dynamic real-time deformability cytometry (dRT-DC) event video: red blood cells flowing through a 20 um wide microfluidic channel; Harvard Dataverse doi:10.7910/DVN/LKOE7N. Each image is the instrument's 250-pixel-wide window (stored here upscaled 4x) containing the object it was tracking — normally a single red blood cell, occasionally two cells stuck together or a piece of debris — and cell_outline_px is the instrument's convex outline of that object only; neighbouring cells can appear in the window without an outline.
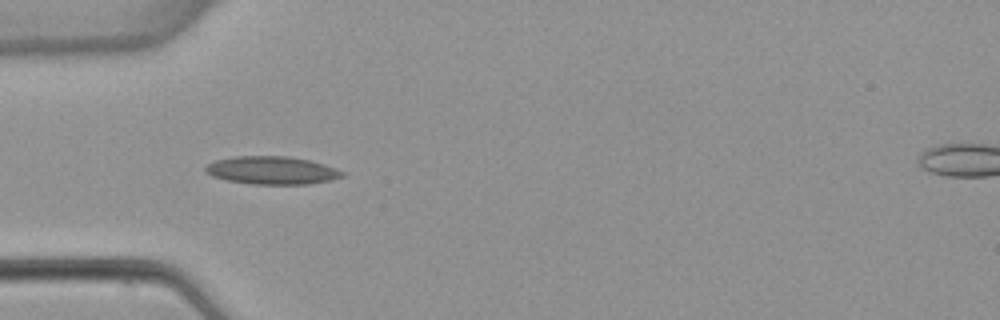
{"species": "common noctule bat (a hibernating species)", "species_latin": "Nyctalus noctula", "temperature_condition": "warm", "stored_images_in_passage": 6, "camera_frame_rate_fps": 3000, "um_per_image_px": 0.085, "animal": {"sex": "female", "body_mass_g": 22.7, "forearm_length_mm": 54.2}, "frame": {"image": 1, "passage_image": 4, "time_ms": 3.667, "image_size_px": [1000, 320], "cell_outline_px": [[344, 176], [332, 180], [308, 184], [252, 184], [228, 180], [212, 176], [204, 168], [208, 164], [216, 160], [236, 156], [288, 156], [308, 160], [324, 164], [336, 168], [344, 172]], "centroid_in_image_um": [23.15, 14.48], "position_along_channel_um": 61.9, "area_um2": 22.14}}
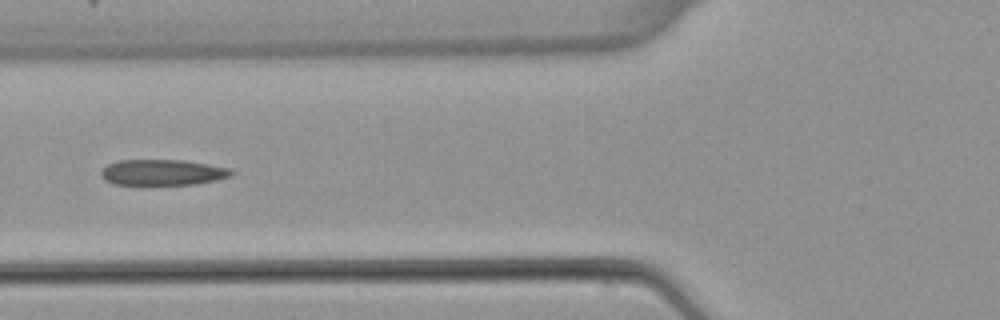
{"frame": {"image": 2, "passage_image": 5, "time_ms": 5.0, "image_size_px": [1000, 320], "cell_outline_px": [[236, 172], [232, 176], [216, 180], [196, 184], [112, 184], [100, 176], [100, 172], [108, 164], [120, 160], [184, 160], [232, 168]], "centroid_in_image_um": [13.87, 14.65], "position_along_channel_um": 111.9, "area_um2": 19.65}}
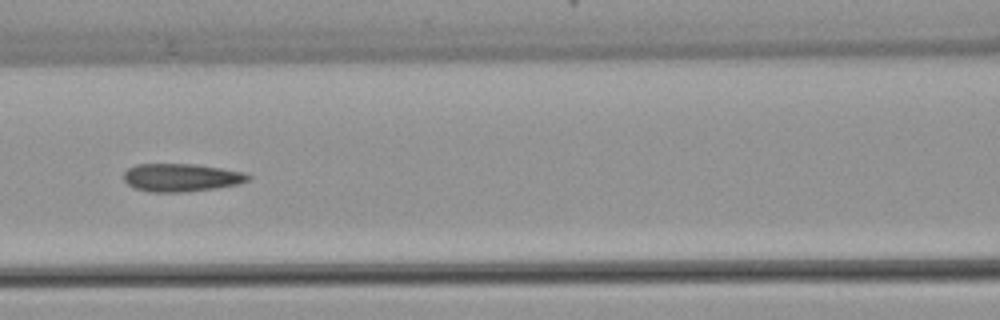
{"frame": {"image": 3, "passage_image": 6, "time_ms": 6.0, "image_size_px": [1000, 320], "cell_outline_px": [[252, 176], [248, 180], [240, 184], [216, 188], [184, 192], [148, 192], [136, 188], [128, 184], [124, 180], [124, 172], [128, 168], [136, 164], [196, 164], [244, 172]], "centroid_in_image_um": [15.41, 15.09], "position_along_channel_um": 151.2, "area_um2": 20.35}}